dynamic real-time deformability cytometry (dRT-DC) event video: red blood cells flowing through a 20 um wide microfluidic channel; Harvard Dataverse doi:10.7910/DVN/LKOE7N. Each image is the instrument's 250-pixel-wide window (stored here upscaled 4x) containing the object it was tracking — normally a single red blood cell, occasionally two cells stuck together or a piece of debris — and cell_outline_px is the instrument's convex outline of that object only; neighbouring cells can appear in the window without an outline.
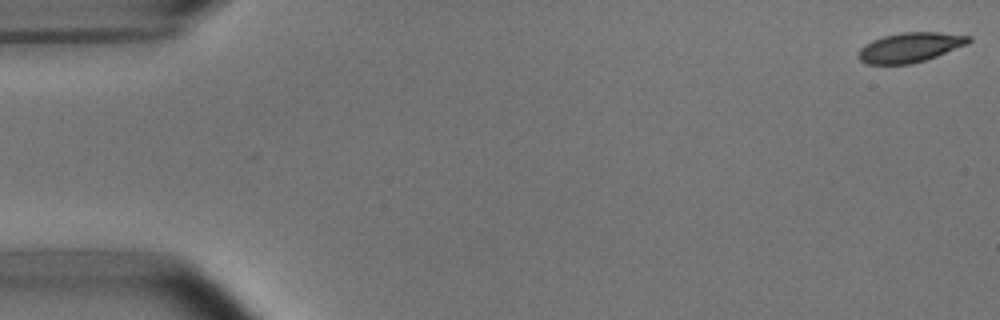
{"species": "common noctule bat (a hibernating species)", "species_latin": "Nyctalus noctula", "temperature_condition": "room temperature", "stored_images_in_passage": 4, "camera_frame_rate_fps": 3000, "um_per_image_px": 0.085, "animal": {"sex": "male", "body_mass_g": 15.6}, "frame": {"image": 1, "passage_image": 1, "time_ms": 0.0, "image_size_px": [1000, 320], "cell_outline_px": [[972, 40], [968, 44], [936, 56], [912, 64], [864, 64], [856, 56], [860, 48], [864, 44], [872, 40], [884, 36], [900, 32], [940, 32], [972, 36]], "centroid_in_image_um": [77.34, 4.02], "position_along_channel_um": 7.7, "area_um2": 19.25}}
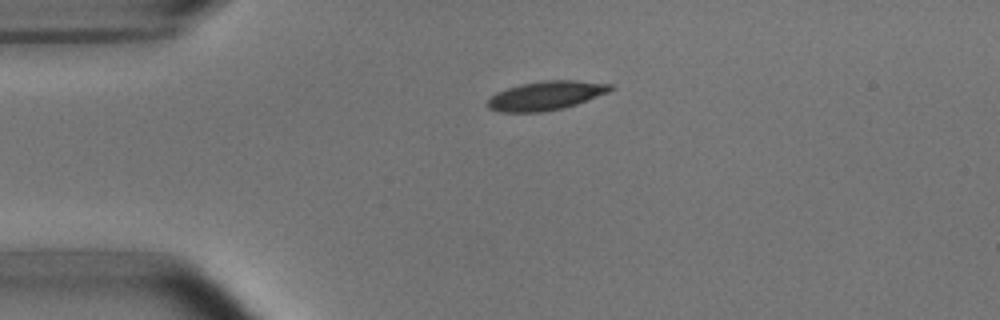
{"frame": {"image": 2, "passage_image": 4, "time_ms": 1.0, "image_size_px": [1000, 320], "cell_outline_px": [[616, 88], [608, 92], [576, 104], [564, 108], [540, 112], [500, 112], [488, 108], [484, 104], [496, 92], [520, 84], [544, 80], [576, 80], [612, 84]], "centroid_in_image_um": [46.39, 8.12], "position_along_channel_um": 38.6, "area_um2": 20.81}}